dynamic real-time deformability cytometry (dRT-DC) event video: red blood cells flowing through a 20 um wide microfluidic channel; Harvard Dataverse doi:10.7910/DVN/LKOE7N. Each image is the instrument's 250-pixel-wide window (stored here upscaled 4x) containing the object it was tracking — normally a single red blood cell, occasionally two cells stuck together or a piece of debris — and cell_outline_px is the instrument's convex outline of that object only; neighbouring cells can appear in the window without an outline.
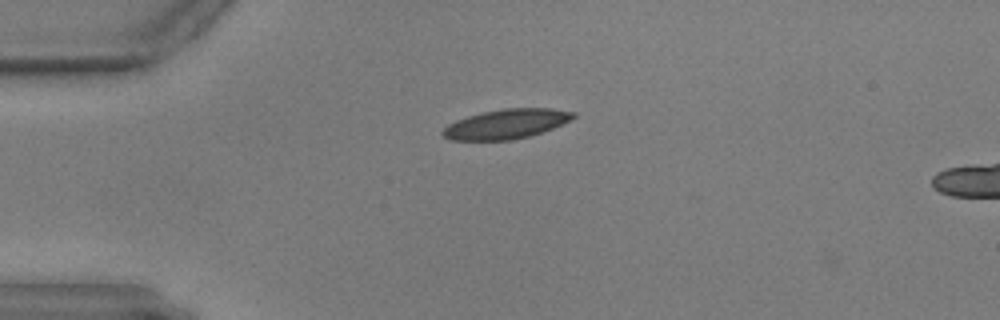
{"species": "common noctule bat (a hibernating species)", "species_latin": "Nyctalus noctula", "temperature_condition": "warm", "stored_images_in_passage": 9, "camera_frame_rate_fps": 3000, "um_per_image_px": 0.085, "animal": {"sex": "male", "body_mass_g": 17.9, "forearm_length_mm": 54.2}, "frame": {"image": 1, "passage_image": 1, "time_ms": 0.0, "image_size_px": [1000, 320], "cell_outline_px": [[576, 116], [552, 128], [528, 136], [512, 140], [452, 140], [444, 136], [440, 132], [448, 124], [456, 120], [468, 116], [484, 112], [504, 108], [552, 108], [576, 112]], "centroid_in_image_um": [43.01, 10.53], "position_along_channel_um": 42.0, "area_um2": 22.25}}